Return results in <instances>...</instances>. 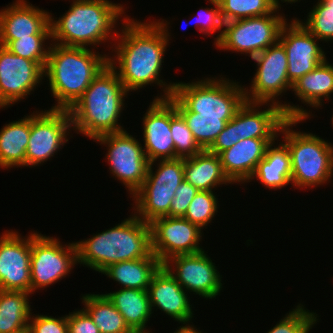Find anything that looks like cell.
Returning <instances> with one entry per match:
<instances>
[{
  "label": "cell",
  "mask_w": 333,
  "mask_h": 333,
  "mask_svg": "<svg viewBox=\"0 0 333 333\" xmlns=\"http://www.w3.org/2000/svg\"><path fill=\"white\" fill-rule=\"evenodd\" d=\"M124 18L121 20L123 28L118 31V39H115L118 41L113 43L115 49L111 52L114 51L115 54L112 55L113 58L109 55L108 64L115 69L128 92L154 83L164 91L163 95L154 99H168L173 94L176 83L167 84L159 75L166 47L171 40L168 32L170 23L164 19L147 23Z\"/></svg>",
  "instance_id": "cell-1"
},
{
  "label": "cell",
  "mask_w": 333,
  "mask_h": 333,
  "mask_svg": "<svg viewBox=\"0 0 333 333\" xmlns=\"http://www.w3.org/2000/svg\"><path fill=\"white\" fill-rule=\"evenodd\" d=\"M128 93L115 69L108 64L68 110L73 130L92 140L124 130L118 118Z\"/></svg>",
  "instance_id": "cell-2"
},
{
  "label": "cell",
  "mask_w": 333,
  "mask_h": 333,
  "mask_svg": "<svg viewBox=\"0 0 333 333\" xmlns=\"http://www.w3.org/2000/svg\"><path fill=\"white\" fill-rule=\"evenodd\" d=\"M103 55L93 48L50 43L44 76L48 78L51 95L57 102L51 109L69 110L73 106L108 65L109 55Z\"/></svg>",
  "instance_id": "cell-3"
},
{
  "label": "cell",
  "mask_w": 333,
  "mask_h": 333,
  "mask_svg": "<svg viewBox=\"0 0 333 333\" xmlns=\"http://www.w3.org/2000/svg\"><path fill=\"white\" fill-rule=\"evenodd\" d=\"M72 1L69 10L58 20L50 15L51 43L88 48V45L96 47L108 42L111 37L117 38L115 24L124 14L123 5L108 0Z\"/></svg>",
  "instance_id": "cell-4"
},
{
  "label": "cell",
  "mask_w": 333,
  "mask_h": 333,
  "mask_svg": "<svg viewBox=\"0 0 333 333\" xmlns=\"http://www.w3.org/2000/svg\"><path fill=\"white\" fill-rule=\"evenodd\" d=\"M75 244L77 265L101 273L111 264L144 258L152 252L150 223L132 214L113 228Z\"/></svg>",
  "instance_id": "cell-5"
},
{
  "label": "cell",
  "mask_w": 333,
  "mask_h": 333,
  "mask_svg": "<svg viewBox=\"0 0 333 333\" xmlns=\"http://www.w3.org/2000/svg\"><path fill=\"white\" fill-rule=\"evenodd\" d=\"M303 121L287 119L279 131L291 156V184L302 189L326 184L333 176V144L313 133L291 130Z\"/></svg>",
  "instance_id": "cell-6"
},
{
  "label": "cell",
  "mask_w": 333,
  "mask_h": 333,
  "mask_svg": "<svg viewBox=\"0 0 333 333\" xmlns=\"http://www.w3.org/2000/svg\"><path fill=\"white\" fill-rule=\"evenodd\" d=\"M257 64V70L252 79L250 89L244 88L245 99L248 102L274 103L282 107L287 119L307 120L313 116L304 108L289 103L279 102L276 98L287 90H292V84L287 76V54L278 41L252 58Z\"/></svg>",
  "instance_id": "cell-7"
},
{
  "label": "cell",
  "mask_w": 333,
  "mask_h": 333,
  "mask_svg": "<svg viewBox=\"0 0 333 333\" xmlns=\"http://www.w3.org/2000/svg\"><path fill=\"white\" fill-rule=\"evenodd\" d=\"M175 83L173 95L198 116H235L246 101L244 86L229 78L207 77L191 83Z\"/></svg>",
  "instance_id": "cell-8"
},
{
  "label": "cell",
  "mask_w": 333,
  "mask_h": 333,
  "mask_svg": "<svg viewBox=\"0 0 333 333\" xmlns=\"http://www.w3.org/2000/svg\"><path fill=\"white\" fill-rule=\"evenodd\" d=\"M157 171L155 161L149 162L147 176L140 189L131 196L135 202L134 214L151 223L154 219L168 216L175 190L184 179V158L160 159Z\"/></svg>",
  "instance_id": "cell-9"
},
{
  "label": "cell",
  "mask_w": 333,
  "mask_h": 333,
  "mask_svg": "<svg viewBox=\"0 0 333 333\" xmlns=\"http://www.w3.org/2000/svg\"><path fill=\"white\" fill-rule=\"evenodd\" d=\"M286 20L279 15V9H275L271 14L225 22L214 44L223 51L249 54L252 59L279 41Z\"/></svg>",
  "instance_id": "cell-10"
},
{
  "label": "cell",
  "mask_w": 333,
  "mask_h": 333,
  "mask_svg": "<svg viewBox=\"0 0 333 333\" xmlns=\"http://www.w3.org/2000/svg\"><path fill=\"white\" fill-rule=\"evenodd\" d=\"M77 264L75 242L62 245L59 239L31 233V294L66 277Z\"/></svg>",
  "instance_id": "cell-11"
},
{
  "label": "cell",
  "mask_w": 333,
  "mask_h": 333,
  "mask_svg": "<svg viewBox=\"0 0 333 333\" xmlns=\"http://www.w3.org/2000/svg\"><path fill=\"white\" fill-rule=\"evenodd\" d=\"M126 130L107 133L93 141L107 146L110 173L134 195L146 179L149 161L141 143Z\"/></svg>",
  "instance_id": "cell-12"
},
{
  "label": "cell",
  "mask_w": 333,
  "mask_h": 333,
  "mask_svg": "<svg viewBox=\"0 0 333 333\" xmlns=\"http://www.w3.org/2000/svg\"><path fill=\"white\" fill-rule=\"evenodd\" d=\"M68 110L49 109L30 115V136L26 148L25 166H37L48 161L68 142L72 130Z\"/></svg>",
  "instance_id": "cell-13"
},
{
  "label": "cell",
  "mask_w": 333,
  "mask_h": 333,
  "mask_svg": "<svg viewBox=\"0 0 333 333\" xmlns=\"http://www.w3.org/2000/svg\"><path fill=\"white\" fill-rule=\"evenodd\" d=\"M151 250L163 264L177 255L195 254L204 249L199 246L203 231L184 217H159L150 223Z\"/></svg>",
  "instance_id": "cell-14"
},
{
  "label": "cell",
  "mask_w": 333,
  "mask_h": 333,
  "mask_svg": "<svg viewBox=\"0 0 333 333\" xmlns=\"http://www.w3.org/2000/svg\"><path fill=\"white\" fill-rule=\"evenodd\" d=\"M163 266L185 291L194 292L206 300L215 298L223 288L222 275L204 250L173 256Z\"/></svg>",
  "instance_id": "cell-15"
},
{
  "label": "cell",
  "mask_w": 333,
  "mask_h": 333,
  "mask_svg": "<svg viewBox=\"0 0 333 333\" xmlns=\"http://www.w3.org/2000/svg\"><path fill=\"white\" fill-rule=\"evenodd\" d=\"M43 78L44 69L37 62L0 45V109L28 97Z\"/></svg>",
  "instance_id": "cell-16"
},
{
  "label": "cell",
  "mask_w": 333,
  "mask_h": 333,
  "mask_svg": "<svg viewBox=\"0 0 333 333\" xmlns=\"http://www.w3.org/2000/svg\"><path fill=\"white\" fill-rule=\"evenodd\" d=\"M317 41L320 40L311 34L297 18L283 25L279 42L286 50L287 76L292 85L327 59L325 51Z\"/></svg>",
  "instance_id": "cell-17"
},
{
  "label": "cell",
  "mask_w": 333,
  "mask_h": 333,
  "mask_svg": "<svg viewBox=\"0 0 333 333\" xmlns=\"http://www.w3.org/2000/svg\"><path fill=\"white\" fill-rule=\"evenodd\" d=\"M31 234L22 238L16 231L0 237V290L31 293Z\"/></svg>",
  "instance_id": "cell-18"
},
{
  "label": "cell",
  "mask_w": 333,
  "mask_h": 333,
  "mask_svg": "<svg viewBox=\"0 0 333 333\" xmlns=\"http://www.w3.org/2000/svg\"><path fill=\"white\" fill-rule=\"evenodd\" d=\"M50 12L26 0H16L0 10V45L30 35H51Z\"/></svg>",
  "instance_id": "cell-19"
},
{
  "label": "cell",
  "mask_w": 333,
  "mask_h": 333,
  "mask_svg": "<svg viewBox=\"0 0 333 333\" xmlns=\"http://www.w3.org/2000/svg\"><path fill=\"white\" fill-rule=\"evenodd\" d=\"M143 119L144 152L149 162L175 159V145L171 138V100L154 99Z\"/></svg>",
  "instance_id": "cell-20"
},
{
  "label": "cell",
  "mask_w": 333,
  "mask_h": 333,
  "mask_svg": "<svg viewBox=\"0 0 333 333\" xmlns=\"http://www.w3.org/2000/svg\"><path fill=\"white\" fill-rule=\"evenodd\" d=\"M147 291L151 310L157 307L181 324L194 317L186 291L163 265L153 276Z\"/></svg>",
  "instance_id": "cell-21"
},
{
  "label": "cell",
  "mask_w": 333,
  "mask_h": 333,
  "mask_svg": "<svg viewBox=\"0 0 333 333\" xmlns=\"http://www.w3.org/2000/svg\"><path fill=\"white\" fill-rule=\"evenodd\" d=\"M264 104L268 108L260 110ZM286 120L282 107L277 104L245 101L236 112L237 139L277 138Z\"/></svg>",
  "instance_id": "cell-22"
},
{
  "label": "cell",
  "mask_w": 333,
  "mask_h": 333,
  "mask_svg": "<svg viewBox=\"0 0 333 333\" xmlns=\"http://www.w3.org/2000/svg\"><path fill=\"white\" fill-rule=\"evenodd\" d=\"M277 138H245L219 154L223 171L234 183L251 179L258 163L264 158L267 147Z\"/></svg>",
  "instance_id": "cell-23"
},
{
  "label": "cell",
  "mask_w": 333,
  "mask_h": 333,
  "mask_svg": "<svg viewBox=\"0 0 333 333\" xmlns=\"http://www.w3.org/2000/svg\"><path fill=\"white\" fill-rule=\"evenodd\" d=\"M184 179L199 191H212L218 185L233 184L223 171L219 155L207 149L184 157Z\"/></svg>",
  "instance_id": "cell-24"
},
{
  "label": "cell",
  "mask_w": 333,
  "mask_h": 333,
  "mask_svg": "<svg viewBox=\"0 0 333 333\" xmlns=\"http://www.w3.org/2000/svg\"><path fill=\"white\" fill-rule=\"evenodd\" d=\"M123 316L125 323L134 333H150L146 324L150 320L151 310L148 291L121 288L104 294Z\"/></svg>",
  "instance_id": "cell-25"
},
{
  "label": "cell",
  "mask_w": 333,
  "mask_h": 333,
  "mask_svg": "<svg viewBox=\"0 0 333 333\" xmlns=\"http://www.w3.org/2000/svg\"><path fill=\"white\" fill-rule=\"evenodd\" d=\"M162 265L151 252L144 258L111 264L101 273L121 284L122 288L147 291L153 276Z\"/></svg>",
  "instance_id": "cell-26"
},
{
  "label": "cell",
  "mask_w": 333,
  "mask_h": 333,
  "mask_svg": "<svg viewBox=\"0 0 333 333\" xmlns=\"http://www.w3.org/2000/svg\"><path fill=\"white\" fill-rule=\"evenodd\" d=\"M271 143L265 152L264 158L258 163L254 174L248 181L256 177L266 188L282 189L291 183V156L287 146L280 142L274 147ZM274 147V148H273Z\"/></svg>",
  "instance_id": "cell-27"
},
{
  "label": "cell",
  "mask_w": 333,
  "mask_h": 333,
  "mask_svg": "<svg viewBox=\"0 0 333 333\" xmlns=\"http://www.w3.org/2000/svg\"><path fill=\"white\" fill-rule=\"evenodd\" d=\"M30 136V115L4 125L0 130V168L25 166Z\"/></svg>",
  "instance_id": "cell-28"
},
{
  "label": "cell",
  "mask_w": 333,
  "mask_h": 333,
  "mask_svg": "<svg viewBox=\"0 0 333 333\" xmlns=\"http://www.w3.org/2000/svg\"><path fill=\"white\" fill-rule=\"evenodd\" d=\"M333 64L325 59L314 70L302 76L292 86V92L301 102L317 109L330 100L333 93Z\"/></svg>",
  "instance_id": "cell-29"
},
{
  "label": "cell",
  "mask_w": 333,
  "mask_h": 333,
  "mask_svg": "<svg viewBox=\"0 0 333 333\" xmlns=\"http://www.w3.org/2000/svg\"><path fill=\"white\" fill-rule=\"evenodd\" d=\"M31 293L0 290V333H18L28 328Z\"/></svg>",
  "instance_id": "cell-30"
},
{
  "label": "cell",
  "mask_w": 333,
  "mask_h": 333,
  "mask_svg": "<svg viewBox=\"0 0 333 333\" xmlns=\"http://www.w3.org/2000/svg\"><path fill=\"white\" fill-rule=\"evenodd\" d=\"M169 99L175 104L178 113L186 121L193 138L202 149H208L225 125L234 116H198V113L189 111L173 94Z\"/></svg>",
  "instance_id": "cell-31"
},
{
  "label": "cell",
  "mask_w": 333,
  "mask_h": 333,
  "mask_svg": "<svg viewBox=\"0 0 333 333\" xmlns=\"http://www.w3.org/2000/svg\"><path fill=\"white\" fill-rule=\"evenodd\" d=\"M81 299L84 310L93 319L100 333H134L104 294H84Z\"/></svg>",
  "instance_id": "cell-32"
},
{
  "label": "cell",
  "mask_w": 333,
  "mask_h": 333,
  "mask_svg": "<svg viewBox=\"0 0 333 333\" xmlns=\"http://www.w3.org/2000/svg\"><path fill=\"white\" fill-rule=\"evenodd\" d=\"M223 23L271 14L276 8L272 0H217Z\"/></svg>",
  "instance_id": "cell-33"
},
{
  "label": "cell",
  "mask_w": 333,
  "mask_h": 333,
  "mask_svg": "<svg viewBox=\"0 0 333 333\" xmlns=\"http://www.w3.org/2000/svg\"><path fill=\"white\" fill-rule=\"evenodd\" d=\"M218 198L213 191H198L190 202L184 218L201 230L208 226L218 212Z\"/></svg>",
  "instance_id": "cell-34"
},
{
  "label": "cell",
  "mask_w": 333,
  "mask_h": 333,
  "mask_svg": "<svg viewBox=\"0 0 333 333\" xmlns=\"http://www.w3.org/2000/svg\"><path fill=\"white\" fill-rule=\"evenodd\" d=\"M51 40V35H30L29 37L12 40L6 48L13 54L37 62L45 68L49 46H45L46 40Z\"/></svg>",
  "instance_id": "cell-35"
},
{
  "label": "cell",
  "mask_w": 333,
  "mask_h": 333,
  "mask_svg": "<svg viewBox=\"0 0 333 333\" xmlns=\"http://www.w3.org/2000/svg\"><path fill=\"white\" fill-rule=\"evenodd\" d=\"M171 138L173 139L176 154L181 157L193 156L202 149L195 142L186 121L178 113L175 104L171 101Z\"/></svg>",
  "instance_id": "cell-36"
},
{
  "label": "cell",
  "mask_w": 333,
  "mask_h": 333,
  "mask_svg": "<svg viewBox=\"0 0 333 333\" xmlns=\"http://www.w3.org/2000/svg\"><path fill=\"white\" fill-rule=\"evenodd\" d=\"M303 26L321 42L333 40V7H328L322 0L308 13Z\"/></svg>",
  "instance_id": "cell-37"
},
{
  "label": "cell",
  "mask_w": 333,
  "mask_h": 333,
  "mask_svg": "<svg viewBox=\"0 0 333 333\" xmlns=\"http://www.w3.org/2000/svg\"><path fill=\"white\" fill-rule=\"evenodd\" d=\"M317 317L316 313L306 311L304 306L299 304L267 333H309L317 323Z\"/></svg>",
  "instance_id": "cell-38"
},
{
  "label": "cell",
  "mask_w": 333,
  "mask_h": 333,
  "mask_svg": "<svg viewBox=\"0 0 333 333\" xmlns=\"http://www.w3.org/2000/svg\"><path fill=\"white\" fill-rule=\"evenodd\" d=\"M212 8H204L198 11L195 27L200 33L211 35L223 29V21L220 15V6L217 0H208ZM217 30V31H216Z\"/></svg>",
  "instance_id": "cell-39"
},
{
  "label": "cell",
  "mask_w": 333,
  "mask_h": 333,
  "mask_svg": "<svg viewBox=\"0 0 333 333\" xmlns=\"http://www.w3.org/2000/svg\"><path fill=\"white\" fill-rule=\"evenodd\" d=\"M28 328L31 333H68L67 315L59 318L39 314L32 315Z\"/></svg>",
  "instance_id": "cell-40"
},
{
  "label": "cell",
  "mask_w": 333,
  "mask_h": 333,
  "mask_svg": "<svg viewBox=\"0 0 333 333\" xmlns=\"http://www.w3.org/2000/svg\"><path fill=\"white\" fill-rule=\"evenodd\" d=\"M199 190L185 179L175 190L174 198L170 204L169 217H184L188 206Z\"/></svg>",
  "instance_id": "cell-41"
},
{
  "label": "cell",
  "mask_w": 333,
  "mask_h": 333,
  "mask_svg": "<svg viewBox=\"0 0 333 333\" xmlns=\"http://www.w3.org/2000/svg\"><path fill=\"white\" fill-rule=\"evenodd\" d=\"M68 333H100L93 319L84 310H77L67 315Z\"/></svg>",
  "instance_id": "cell-42"
},
{
  "label": "cell",
  "mask_w": 333,
  "mask_h": 333,
  "mask_svg": "<svg viewBox=\"0 0 333 333\" xmlns=\"http://www.w3.org/2000/svg\"><path fill=\"white\" fill-rule=\"evenodd\" d=\"M240 139L236 133V114L226 123L225 128L219 133L213 144L207 149L209 152L219 155L222 151L231 148Z\"/></svg>",
  "instance_id": "cell-43"
},
{
  "label": "cell",
  "mask_w": 333,
  "mask_h": 333,
  "mask_svg": "<svg viewBox=\"0 0 333 333\" xmlns=\"http://www.w3.org/2000/svg\"><path fill=\"white\" fill-rule=\"evenodd\" d=\"M186 324V325H185ZM174 333H202V331L198 330L194 325L184 323L180 326Z\"/></svg>",
  "instance_id": "cell-44"
},
{
  "label": "cell",
  "mask_w": 333,
  "mask_h": 333,
  "mask_svg": "<svg viewBox=\"0 0 333 333\" xmlns=\"http://www.w3.org/2000/svg\"><path fill=\"white\" fill-rule=\"evenodd\" d=\"M281 2H286V4L287 3H295V2H298V0H280ZM280 1L279 0H272V2H273V5L275 6V8L276 9H281V6H280ZM299 1H301V0H299Z\"/></svg>",
  "instance_id": "cell-45"
},
{
  "label": "cell",
  "mask_w": 333,
  "mask_h": 333,
  "mask_svg": "<svg viewBox=\"0 0 333 333\" xmlns=\"http://www.w3.org/2000/svg\"><path fill=\"white\" fill-rule=\"evenodd\" d=\"M328 7H333V0H322Z\"/></svg>",
  "instance_id": "cell-46"
},
{
  "label": "cell",
  "mask_w": 333,
  "mask_h": 333,
  "mask_svg": "<svg viewBox=\"0 0 333 333\" xmlns=\"http://www.w3.org/2000/svg\"><path fill=\"white\" fill-rule=\"evenodd\" d=\"M18 333H31L30 329L29 328H26L24 330H22L21 332H18Z\"/></svg>",
  "instance_id": "cell-47"
}]
</instances>
